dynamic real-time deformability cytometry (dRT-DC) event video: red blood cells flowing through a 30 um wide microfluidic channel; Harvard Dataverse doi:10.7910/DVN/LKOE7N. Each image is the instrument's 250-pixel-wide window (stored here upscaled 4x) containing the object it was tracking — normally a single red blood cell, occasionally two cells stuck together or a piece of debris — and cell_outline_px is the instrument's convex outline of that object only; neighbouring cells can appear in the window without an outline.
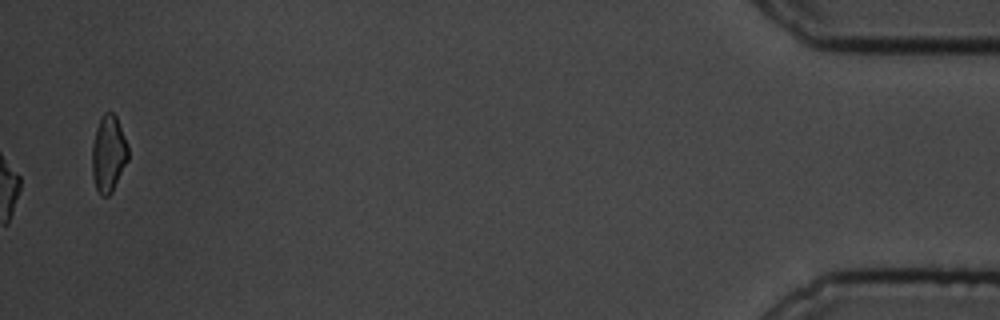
{"species": "common noctule bat (a hibernating species)", "species_latin": "Nyctalus noctula", "temperature_condition": "cold", "stored_images_in_passage": 43, "camera_frame_rate_fps": 3000, "um_per_image_px": 0.085, "animal": {"sex": "male", "body_mass_g": 19.5, "forearm_length_mm": 54.6}, "frame": {"image": 1, "passage_image": 43, "time_ms": 14.0, "image_size_px": [1000, 320], "cell_outline_px": [[128, 160], [112, 192], [108, 196], [100, 196], [96, 188], [92, 176], [92, 144], [96, 128], [104, 112], [112, 112], [116, 116], [128, 144]], "centroid_in_image_um": [9.22, 13.08], "position_along_channel_um": 426.0, "area_um2": 16.18}, "authors_computed_cell_mechanics": {"area_um2": 17.918, "velocity_mm_per_s": 3.374, "shape_relaxation_time_tau1_ms": 6.8523, "shape_relaxation_time_tau2_ms": null, "deformation_change_tau1": 0.2391, "deformation_change_tau2": null}}